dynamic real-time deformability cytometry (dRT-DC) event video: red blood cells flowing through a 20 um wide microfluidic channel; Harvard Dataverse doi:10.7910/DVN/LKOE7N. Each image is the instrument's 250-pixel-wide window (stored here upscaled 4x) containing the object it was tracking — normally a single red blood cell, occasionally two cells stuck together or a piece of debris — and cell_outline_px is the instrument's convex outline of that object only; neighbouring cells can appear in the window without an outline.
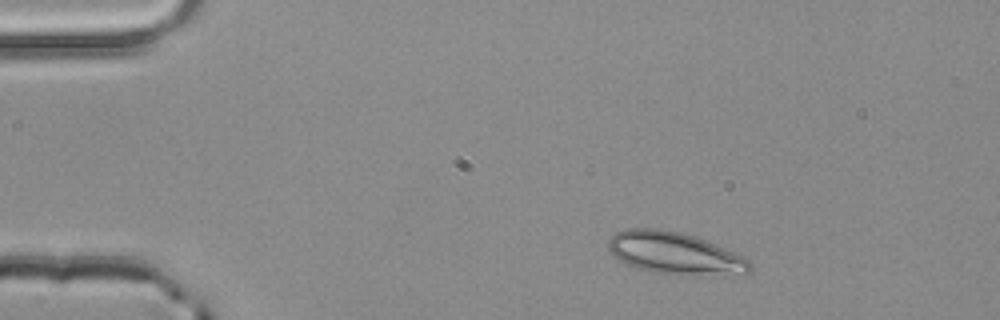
{"species": "common noctule bat (a hibernating species)", "species_latin": "Nyctalus noctula", "temperature_condition": "room temperature", "stored_images_in_passage": 3, "camera_frame_rate_fps": 3000, "um_per_image_px": 0.085, "animal": {"sex": "male", "body_mass_g": 20.4}, "frame": {"image": 1, "passage_image": 1, "time_ms": 0.0, "image_size_px": [1000, 320], "cell_outline_px": [[752, 268], [748, 272], [724, 276], [688, 276], [656, 272], [640, 268], [628, 264], [612, 256], [608, 248], [608, 240], [616, 232], [628, 228], [656, 228], [680, 232], [696, 236], [716, 244], [748, 260], [752, 264]], "centroid_in_image_um": [57.37, 21.53], "position_along_channel_um": 27.6, "area_um2": 34.91}}